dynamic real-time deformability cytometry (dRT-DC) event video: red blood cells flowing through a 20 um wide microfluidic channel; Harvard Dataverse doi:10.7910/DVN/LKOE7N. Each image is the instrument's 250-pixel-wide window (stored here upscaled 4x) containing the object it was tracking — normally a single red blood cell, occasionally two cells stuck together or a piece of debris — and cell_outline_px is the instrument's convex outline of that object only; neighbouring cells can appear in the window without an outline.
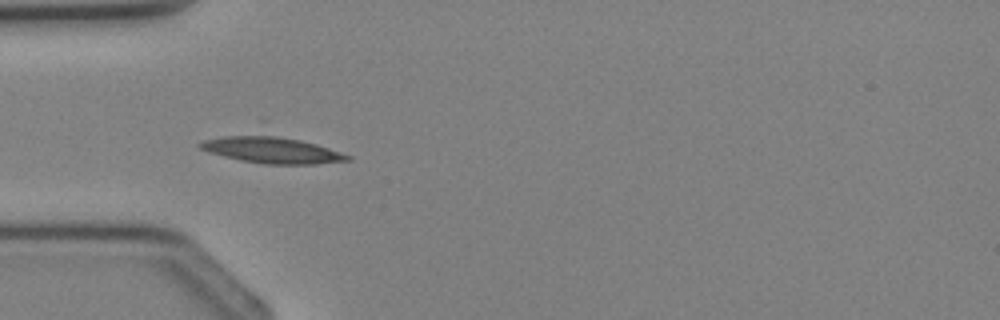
{"species": "Egyptian fruit bat (a non-hibernating species)", "species_latin": "Rousettus aegyptiacus", "temperature_condition": "cold", "stored_images_in_passage": 3, "camera_frame_rate_fps": 3000, "um_per_image_px": 0.085, "animal": {"sex": "female"}, "frame": {"image": 1, "passage_image": 3, "time_ms": 2.333, "image_size_px": [1000, 320], "cell_outline_px": [[352, 160], [316, 164], [264, 164], [240, 160], [208, 152], [200, 148], [196, 144], [204, 140], [260, 120], [264, 120], [352, 156]], "centroid_in_image_um": [23.03, 12.43], "position_along_channel_um": 62.0, "area_um2": 28.78}}